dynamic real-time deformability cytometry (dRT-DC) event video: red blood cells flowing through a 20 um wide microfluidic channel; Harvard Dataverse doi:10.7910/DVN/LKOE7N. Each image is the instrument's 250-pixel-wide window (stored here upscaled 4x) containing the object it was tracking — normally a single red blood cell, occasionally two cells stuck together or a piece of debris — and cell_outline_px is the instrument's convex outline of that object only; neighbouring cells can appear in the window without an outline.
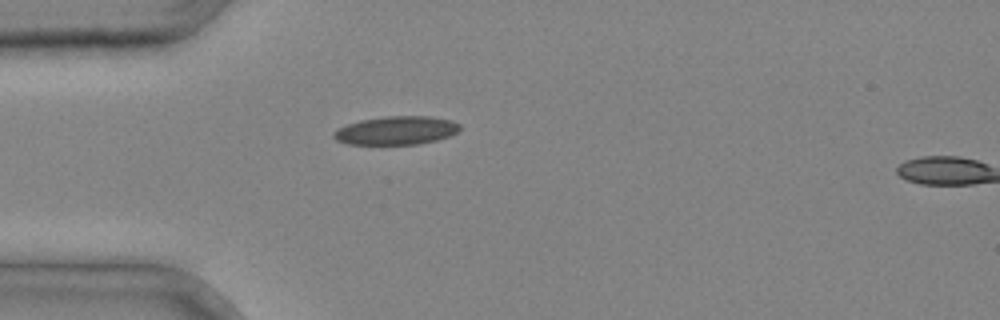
{"species": "common noctule bat (a hibernating species)", "species_latin": "Nyctalus noctula", "temperature_condition": "cold", "stored_images_in_passage": 2, "camera_frame_rate_fps": 3000, "um_per_image_px": 0.085, "animal": {"sex": "male", "body_mass_g": 20.4}, "frame": {"image": 1, "passage_image": 1, "time_ms": 0.0, "image_size_px": [1000, 320], "cell_outline_px": [[460, 128], [456, 132], [448, 136], [436, 140], [420, 144], [348, 144], [336, 140], [332, 136], [332, 132], [348, 124], [360, 120], [384, 116], [428, 116], [452, 120], [460, 124]], "centroid_in_image_um": [33.68, 11.08], "position_along_channel_um": 51.3, "area_um2": 20.87}}